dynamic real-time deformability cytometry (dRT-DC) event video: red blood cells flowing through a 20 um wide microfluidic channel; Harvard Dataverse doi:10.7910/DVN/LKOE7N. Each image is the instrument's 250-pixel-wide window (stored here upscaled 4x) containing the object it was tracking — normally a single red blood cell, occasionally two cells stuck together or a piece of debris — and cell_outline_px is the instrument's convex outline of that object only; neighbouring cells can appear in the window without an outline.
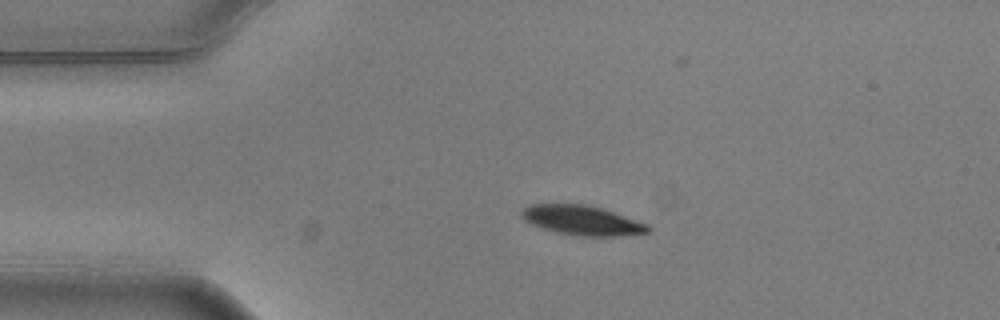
{"species": "common noctule bat (a hibernating species)", "species_latin": "Nyctalus noctula", "temperature_condition": "warm", "stored_images_in_passage": 5, "segment_of_instrument_passage": [1, 2], "camera_frame_rate_fps": 3000, "um_per_image_px": 0.085, "animal": {"sex": "male", "body_mass_g": 20.5, "forearm_length_mm": 52.5}, "frame": {"image": 1, "passage_image": 2, "time_ms": 0.333, "image_size_px": [1000, 320], "cell_outline_px": [[652, 228], [648, 232], [616, 236], [584, 236], [560, 232], [544, 228], [532, 224], [524, 220], [520, 216], [520, 212], [528, 204], [584, 204], [600, 208], [648, 224]], "centroid_in_image_um": [49.45, 18.72], "position_along_channel_um": 35.5, "area_um2": 21.39}}